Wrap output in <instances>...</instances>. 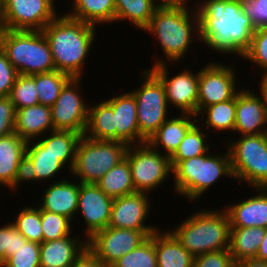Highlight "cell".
<instances>
[{"mask_svg":"<svg viewBox=\"0 0 267 267\" xmlns=\"http://www.w3.org/2000/svg\"><path fill=\"white\" fill-rule=\"evenodd\" d=\"M71 267H109L89 248L86 247Z\"/></svg>","mask_w":267,"mask_h":267,"instance_id":"cell-48","label":"cell"},{"mask_svg":"<svg viewBox=\"0 0 267 267\" xmlns=\"http://www.w3.org/2000/svg\"><path fill=\"white\" fill-rule=\"evenodd\" d=\"M16 109L9 96L0 97V137L14 133Z\"/></svg>","mask_w":267,"mask_h":267,"instance_id":"cell-46","label":"cell"},{"mask_svg":"<svg viewBox=\"0 0 267 267\" xmlns=\"http://www.w3.org/2000/svg\"><path fill=\"white\" fill-rule=\"evenodd\" d=\"M128 144L94 140L83 135L78 142L70 175L80 183L96 184L110 169L125 159Z\"/></svg>","mask_w":267,"mask_h":267,"instance_id":"cell-7","label":"cell"},{"mask_svg":"<svg viewBox=\"0 0 267 267\" xmlns=\"http://www.w3.org/2000/svg\"><path fill=\"white\" fill-rule=\"evenodd\" d=\"M157 230L106 227L87 240L89 247L107 266L139 247Z\"/></svg>","mask_w":267,"mask_h":267,"instance_id":"cell-13","label":"cell"},{"mask_svg":"<svg viewBox=\"0 0 267 267\" xmlns=\"http://www.w3.org/2000/svg\"><path fill=\"white\" fill-rule=\"evenodd\" d=\"M250 89H239L236 94V119L234 132L238 135H256L267 131V108L264 96Z\"/></svg>","mask_w":267,"mask_h":267,"instance_id":"cell-18","label":"cell"},{"mask_svg":"<svg viewBox=\"0 0 267 267\" xmlns=\"http://www.w3.org/2000/svg\"><path fill=\"white\" fill-rule=\"evenodd\" d=\"M25 181H35V170L32 161L25 155L21 160L17 168V174L13 184L8 188L17 191V187ZM22 182V183H21Z\"/></svg>","mask_w":267,"mask_h":267,"instance_id":"cell-47","label":"cell"},{"mask_svg":"<svg viewBox=\"0 0 267 267\" xmlns=\"http://www.w3.org/2000/svg\"><path fill=\"white\" fill-rule=\"evenodd\" d=\"M159 7L164 6H180L188 3V0H153Z\"/></svg>","mask_w":267,"mask_h":267,"instance_id":"cell-53","label":"cell"},{"mask_svg":"<svg viewBox=\"0 0 267 267\" xmlns=\"http://www.w3.org/2000/svg\"><path fill=\"white\" fill-rule=\"evenodd\" d=\"M50 133V136L41 137L43 139L38 140L46 150H50L55 154L59 161L65 166L68 165L70 172L75 162L78 142L83 135L70 130H53Z\"/></svg>","mask_w":267,"mask_h":267,"instance_id":"cell-30","label":"cell"},{"mask_svg":"<svg viewBox=\"0 0 267 267\" xmlns=\"http://www.w3.org/2000/svg\"><path fill=\"white\" fill-rule=\"evenodd\" d=\"M114 198L106 195L97 184L80 183L78 197V212L86 224L84 229L86 239L96 232L108 227Z\"/></svg>","mask_w":267,"mask_h":267,"instance_id":"cell-16","label":"cell"},{"mask_svg":"<svg viewBox=\"0 0 267 267\" xmlns=\"http://www.w3.org/2000/svg\"><path fill=\"white\" fill-rule=\"evenodd\" d=\"M202 125L201 121L196 123L188 130L183 141L175 153L170 157L172 169L183 160H188L203 154L209 153L210 144H208L206 138L207 133L204 132L205 128L199 127Z\"/></svg>","mask_w":267,"mask_h":267,"instance_id":"cell-34","label":"cell"},{"mask_svg":"<svg viewBox=\"0 0 267 267\" xmlns=\"http://www.w3.org/2000/svg\"><path fill=\"white\" fill-rule=\"evenodd\" d=\"M96 184L112 198L135 193L131 167L126 158L110 169Z\"/></svg>","mask_w":267,"mask_h":267,"instance_id":"cell-32","label":"cell"},{"mask_svg":"<svg viewBox=\"0 0 267 267\" xmlns=\"http://www.w3.org/2000/svg\"><path fill=\"white\" fill-rule=\"evenodd\" d=\"M197 116L189 113H182L178 116L168 118L160 128L150 137L147 143L155 150L161 151L164 155L171 157L180 143L183 141L188 130L197 123ZM193 119V120H192Z\"/></svg>","mask_w":267,"mask_h":267,"instance_id":"cell-22","label":"cell"},{"mask_svg":"<svg viewBox=\"0 0 267 267\" xmlns=\"http://www.w3.org/2000/svg\"><path fill=\"white\" fill-rule=\"evenodd\" d=\"M71 219L64 215L41 209V228L43 231V242L58 240L71 234Z\"/></svg>","mask_w":267,"mask_h":267,"instance_id":"cell-40","label":"cell"},{"mask_svg":"<svg viewBox=\"0 0 267 267\" xmlns=\"http://www.w3.org/2000/svg\"><path fill=\"white\" fill-rule=\"evenodd\" d=\"M113 108L116 141L128 145L140 144L137 123V102L131 92L122 93L106 100Z\"/></svg>","mask_w":267,"mask_h":267,"instance_id":"cell-20","label":"cell"},{"mask_svg":"<svg viewBox=\"0 0 267 267\" xmlns=\"http://www.w3.org/2000/svg\"><path fill=\"white\" fill-rule=\"evenodd\" d=\"M230 222L227 212L201 209L170 231L195 258L204 253L230 247Z\"/></svg>","mask_w":267,"mask_h":267,"instance_id":"cell-4","label":"cell"},{"mask_svg":"<svg viewBox=\"0 0 267 267\" xmlns=\"http://www.w3.org/2000/svg\"><path fill=\"white\" fill-rule=\"evenodd\" d=\"M71 78L70 75L58 70L35 74V87L39 103L50 107L53 106L62 88Z\"/></svg>","mask_w":267,"mask_h":267,"instance_id":"cell-36","label":"cell"},{"mask_svg":"<svg viewBox=\"0 0 267 267\" xmlns=\"http://www.w3.org/2000/svg\"><path fill=\"white\" fill-rule=\"evenodd\" d=\"M242 59L255 63L263 74L267 73V25L256 29Z\"/></svg>","mask_w":267,"mask_h":267,"instance_id":"cell-41","label":"cell"},{"mask_svg":"<svg viewBox=\"0 0 267 267\" xmlns=\"http://www.w3.org/2000/svg\"><path fill=\"white\" fill-rule=\"evenodd\" d=\"M233 267H267V261H261L256 258L245 259L238 262H234Z\"/></svg>","mask_w":267,"mask_h":267,"instance_id":"cell-51","label":"cell"},{"mask_svg":"<svg viewBox=\"0 0 267 267\" xmlns=\"http://www.w3.org/2000/svg\"><path fill=\"white\" fill-rule=\"evenodd\" d=\"M95 26L71 18L56 16L42 30L50 45L55 70L81 78L86 56L95 41Z\"/></svg>","mask_w":267,"mask_h":267,"instance_id":"cell-2","label":"cell"},{"mask_svg":"<svg viewBox=\"0 0 267 267\" xmlns=\"http://www.w3.org/2000/svg\"><path fill=\"white\" fill-rule=\"evenodd\" d=\"M261 76H262V79L260 82L259 92H261L262 95L264 96V100H265V104L267 108V73L262 74Z\"/></svg>","mask_w":267,"mask_h":267,"instance_id":"cell-54","label":"cell"},{"mask_svg":"<svg viewBox=\"0 0 267 267\" xmlns=\"http://www.w3.org/2000/svg\"><path fill=\"white\" fill-rule=\"evenodd\" d=\"M150 70L164 85L168 106L172 105L181 111L197 116L199 71L193 74L189 69L169 78L168 64L165 59H154ZM170 104V105H169Z\"/></svg>","mask_w":267,"mask_h":267,"instance_id":"cell-12","label":"cell"},{"mask_svg":"<svg viewBox=\"0 0 267 267\" xmlns=\"http://www.w3.org/2000/svg\"><path fill=\"white\" fill-rule=\"evenodd\" d=\"M9 242V223L0 227V267L7 260V248Z\"/></svg>","mask_w":267,"mask_h":267,"instance_id":"cell-50","label":"cell"},{"mask_svg":"<svg viewBox=\"0 0 267 267\" xmlns=\"http://www.w3.org/2000/svg\"><path fill=\"white\" fill-rule=\"evenodd\" d=\"M241 5L256 29L267 25V0H241Z\"/></svg>","mask_w":267,"mask_h":267,"instance_id":"cell-44","label":"cell"},{"mask_svg":"<svg viewBox=\"0 0 267 267\" xmlns=\"http://www.w3.org/2000/svg\"><path fill=\"white\" fill-rule=\"evenodd\" d=\"M1 267H40V244L26 241Z\"/></svg>","mask_w":267,"mask_h":267,"instance_id":"cell-42","label":"cell"},{"mask_svg":"<svg viewBox=\"0 0 267 267\" xmlns=\"http://www.w3.org/2000/svg\"><path fill=\"white\" fill-rule=\"evenodd\" d=\"M0 47L18 74L55 70L50 45L42 31L0 29Z\"/></svg>","mask_w":267,"mask_h":267,"instance_id":"cell-6","label":"cell"},{"mask_svg":"<svg viewBox=\"0 0 267 267\" xmlns=\"http://www.w3.org/2000/svg\"><path fill=\"white\" fill-rule=\"evenodd\" d=\"M155 250L157 267H193L194 257L169 230L155 231Z\"/></svg>","mask_w":267,"mask_h":267,"instance_id":"cell-26","label":"cell"},{"mask_svg":"<svg viewBox=\"0 0 267 267\" xmlns=\"http://www.w3.org/2000/svg\"><path fill=\"white\" fill-rule=\"evenodd\" d=\"M81 79L71 78L62 88L54 105L50 107L54 130H70L85 134L89 107L79 93V89L82 88Z\"/></svg>","mask_w":267,"mask_h":267,"instance_id":"cell-15","label":"cell"},{"mask_svg":"<svg viewBox=\"0 0 267 267\" xmlns=\"http://www.w3.org/2000/svg\"><path fill=\"white\" fill-rule=\"evenodd\" d=\"M110 267H157L155 232L139 247L116 260Z\"/></svg>","mask_w":267,"mask_h":267,"instance_id":"cell-37","label":"cell"},{"mask_svg":"<svg viewBox=\"0 0 267 267\" xmlns=\"http://www.w3.org/2000/svg\"><path fill=\"white\" fill-rule=\"evenodd\" d=\"M125 158L128 160L135 192L155 190L173 173L170 157L152 148L147 142L129 145Z\"/></svg>","mask_w":267,"mask_h":267,"instance_id":"cell-10","label":"cell"},{"mask_svg":"<svg viewBox=\"0 0 267 267\" xmlns=\"http://www.w3.org/2000/svg\"><path fill=\"white\" fill-rule=\"evenodd\" d=\"M12 224L27 239V241L41 244L43 242V231L41 228V208L24 207L16 214Z\"/></svg>","mask_w":267,"mask_h":267,"instance_id":"cell-38","label":"cell"},{"mask_svg":"<svg viewBox=\"0 0 267 267\" xmlns=\"http://www.w3.org/2000/svg\"><path fill=\"white\" fill-rule=\"evenodd\" d=\"M68 235L58 240L40 244V267H71L76 258L87 247V240Z\"/></svg>","mask_w":267,"mask_h":267,"instance_id":"cell-24","label":"cell"},{"mask_svg":"<svg viewBox=\"0 0 267 267\" xmlns=\"http://www.w3.org/2000/svg\"><path fill=\"white\" fill-rule=\"evenodd\" d=\"M27 239L17 230V228L9 221V242L7 248V259L14 255L15 251L25 242Z\"/></svg>","mask_w":267,"mask_h":267,"instance_id":"cell-49","label":"cell"},{"mask_svg":"<svg viewBox=\"0 0 267 267\" xmlns=\"http://www.w3.org/2000/svg\"><path fill=\"white\" fill-rule=\"evenodd\" d=\"M256 259L261 260V261H267V228H266L265 236L257 252Z\"/></svg>","mask_w":267,"mask_h":267,"instance_id":"cell-52","label":"cell"},{"mask_svg":"<svg viewBox=\"0 0 267 267\" xmlns=\"http://www.w3.org/2000/svg\"><path fill=\"white\" fill-rule=\"evenodd\" d=\"M53 130L50 106L39 103L16 110L14 131L25 141H37L44 133Z\"/></svg>","mask_w":267,"mask_h":267,"instance_id":"cell-23","label":"cell"},{"mask_svg":"<svg viewBox=\"0 0 267 267\" xmlns=\"http://www.w3.org/2000/svg\"><path fill=\"white\" fill-rule=\"evenodd\" d=\"M18 75L16 68L10 63L0 47V97L10 95Z\"/></svg>","mask_w":267,"mask_h":267,"instance_id":"cell-45","label":"cell"},{"mask_svg":"<svg viewBox=\"0 0 267 267\" xmlns=\"http://www.w3.org/2000/svg\"><path fill=\"white\" fill-rule=\"evenodd\" d=\"M240 137V138H239ZM227 143L235 180L250 187H267V138L265 133L239 136Z\"/></svg>","mask_w":267,"mask_h":267,"instance_id":"cell-8","label":"cell"},{"mask_svg":"<svg viewBox=\"0 0 267 267\" xmlns=\"http://www.w3.org/2000/svg\"><path fill=\"white\" fill-rule=\"evenodd\" d=\"M196 5L200 41L215 52L242 58L256 28L244 14L241 0H201Z\"/></svg>","mask_w":267,"mask_h":267,"instance_id":"cell-1","label":"cell"},{"mask_svg":"<svg viewBox=\"0 0 267 267\" xmlns=\"http://www.w3.org/2000/svg\"><path fill=\"white\" fill-rule=\"evenodd\" d=\"M235 70L223 63H208L199 70L197 115L205 107L232 99L238 93Z\"/></svg>","mask_w":267,"mask_h":267,"instance_id":"cell-14","label":"cell"},{"mask_svg":"<svg viewBox=\"0 0 267 267\" xmlns=\"http://www.w3.org/2000/svg\"><path fill=\"white\" fill-rule=\"evenodd\" d=\"M202 118H198L199 115ZM206 116L205 126L213 128L216 131H231L234 132V125L236 119V95L227 101L219 102L203 108L197 115L198 119H204Z\"/></svg>","mask_w":267,"mask_h":267,"instance_id":"cell-35","label":"cell"},{"mask_svg":"<svg viewBox=\"0 0 267 267\" xmlns=\"http://www.w3.org/2000/svg\"><path fill=\"white\" fill-rule=\"evenodd\" d=\"M25 155L33 163L35 182L52 180L55 175L62 172L61 169L65 168V165L57 159V156L50 150H46L39 140L34 143L32 140L28 141Z\"/></svg>","mask_w":267,"mask_h":267,"instance_id":"cell-31","label":"cell"},{"mask_svg":"<svg viewBox=\"0 0 267 267\" xmlns=\"http://www.w3.org/2000/svg\"><path fill=\"white\" fill-rule=\"evenodd\" d=\"M84 135L94 140L116 141L113 108L107 101L89 106L88 124Z\"/></svg>","mask_w":267,"mask_h":267,"instance_id":"cell-29","label":"cell"},{"mask_svg":"<svg viewBox=\"0 0 267 267\" xmlns=\"http://www.w3.org/2000/svg\"><path fill=\"white\" fill-rule=\"evenodd\" d=\"M257 195L225 206L230 228H267V188L257 187Z\"/></svg>","mask_w":267,"mask_h":267,"instance_id":"cell-19","label":"cell"},{"mask_svg":"<svg viewBox=\"0 0 267 267\" xmlns=\"http://www.w3.org/2000/svg\"><path fill=\"white\" fill-rule=\"evenodd\" d=\"M50 186L42 193V210L61 214L73 220L77 215L80 182H72L66 178L51 182Z\"/></svg>","mask_w":267,"mask_h":267,"instance_id":"cell-21","label":"cell"},{"mask_svg":"<svg viewBox=\"0 0 267 267\" xmlns=\"http://www.w3.org/2000/svg\"><path fill=\"white\" fill-rule=\"evenodd\" d=\"M9 97L16 110L39 104L38 93L35 87V74H19L13 84Z\"/></svg>","mask_w":267,"mask_h":267,"instance_id":"cell-39","label":"cell"},{"mask_svg":"<svg viewBox=\"0 0 267 267\" xmlns=\"http://www.w3.org/2000/svg\"><path fill=\"white\" fill-rule=\"evenodd\" d=\"M266 228L245 227L230 229L229 251L234 262L256 258Z\"/></svg>","mask_w":267,"mask_h":267,"instance_id":"cell-28","label":"cell"},{"mask_svg":"<svg viewBox=\"0 0 267 267\" xmlns=\"http://www.w3.org/2000/svg\"><path fill=\"white\" fill-rule=\"evenodd\" d=\"M203 154L180 161L174 168V190L189 201H197L219 178H234L230 154ZM219 154V155H218Z\"/></svg>","mask_w":267,"mask_h":267,"instance_id":"cell-5","label":"cell"},{"mask_svg":"<svg viewBox=\"0 0 267 267\" xmlns=\"http://www.w3.org/2000/svg\"><path fill=\"white\" fill-rule=\"evenodd\" d=\"M158 7L153 0H115V22L129 20L144 30Z\"/></svg>","mask_w":267,"mask_h":267,"instance_id":"cell-33","label":"cell"},{"mask_svg":"<svg viewBox=\"0 0 267 267\" xmlns=\"http://www.w3.org/2000/svg\"><path fill=\"white\" fill-rule=\"evenodd\" d=\"M147 195L148 193L135 192L114 198L108 226L131 230H158L156 226L145 224L151 210Z\"/></svg>","mask_w":267,"mask_h":267,"instance_id":"cell-17","label":"cell"},{"mask_svg":"<svg viewBox=\"0 0 267 267\" xmlns=\"http://www.w3.org/2000/svg\"><path fill=\"white\" fill-rule=\"evenodd\" d=\"M229 249L204 253L193 260V267H233Z\"/></svg>","mask_w":267,"mask_h":267,"instance_id":"cell-43","label":"cell"},{"mask_svg":"<svg viewBox=\"0 0 267 267\" xmlns=\"http://www.w3.org/2000/svg\"><path fill=\"white\" fill-rule=\"evenodd\" d=\"M71 18L96 26L115 22V0H73ZM73 11V12H72Z\"/></svg>","mask_w":267,"mask_h":267,"instance_id":"cell-27","label":"cell"},{"mask_svg":"<svg viewBox=\"0 0 267 267\" xmlns=\"http://www.w3.org/2000/svg\"><path fill=\"white\" fill-rule=\"evenodd\" d=\"M27 143L15 132L0 137V187L9 188L13 184L20 160L26 154Z\"/></svg>","mask_w":267,"mask_h":267,"instance_id":"cell-25","label":"cell"},{"mask_svg":"<svg viewBox=\"0 0 267 267\" xmlns=\"http://www.w3.org/2000/svg\"><path fill=\"white\" fill-rule=\"evenodd\" d=\"M142 83L130 91L137 102V123L140 131V144L150 137L169 118L165 88L161 80L148 68L142 71Z\"/></svg>","mask_w":267,"mask_h":267,"instance_id":"cell-9","label":"cell"},{"mask_svg":"<svg viewBox=\"0 0 267 267\" xmlns=\"http://www.w3.org/2000/svg\"><path fill=\"white\" fill-rule=\"evenodd\" d=\"M186 4L158 7L143 30L156 37L163 50V58L165 56L171 64L184 59L195 40L194 36L200 40L197 10L194 5L192 12Z\"/></svg>","mask_w":267,"mask_h":267,"instance_id":"cell-3","label":"cell"},{"mask_svg":"<svg viewBox=\"0 0 267 267\" xmlns=\"http://www.w3.org/2000/svg\"><path fill=\"white\" fill-rule=\"evenodd\" d=\"M55 0H0V29L42 31L57 15Z\"/></svg>","mask_w":267,"mask_h":267,"instance_id":"cell-11","label":"cell"}]
</instances>
